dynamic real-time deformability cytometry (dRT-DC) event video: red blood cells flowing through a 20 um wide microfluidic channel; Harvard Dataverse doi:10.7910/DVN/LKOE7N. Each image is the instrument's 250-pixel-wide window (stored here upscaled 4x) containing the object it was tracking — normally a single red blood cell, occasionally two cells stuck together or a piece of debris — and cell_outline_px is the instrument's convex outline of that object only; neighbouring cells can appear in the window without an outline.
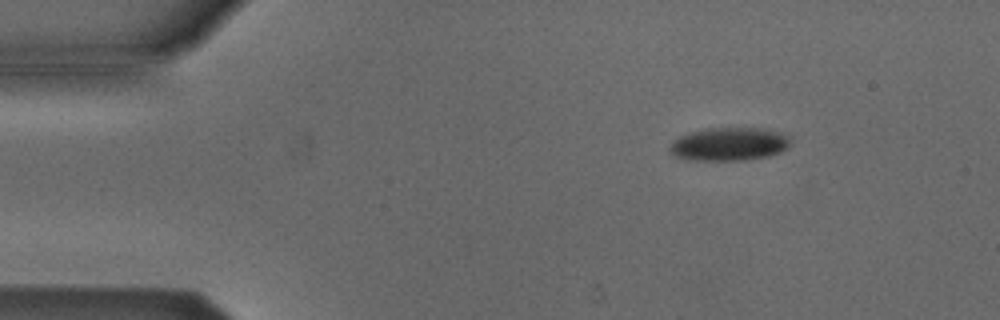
{"species": "Egyptian fruit bat (a non-hibernating species)", "species_latin": "Rousettus aegyptiacus", "temperature_condition": "cold", "stored_images_in_passage": 4, "camera_frame_rate_fps": 3000, "um_per_image_px": 0.085, "animal": {"sex": "male"}, "frame": {"image": 1, "passage_image": 1, "time_ms": 0.0, "image_size_px": [1000, 320], "cell_outline_px": [[792, 144], [788, 148], [780, 152], [768, 156], [748, 160], [684, 160], [676, 156], [668, 148], [680, 136], [688, 132], [704, 128], [760, 128], [776, 132], [788, 136]], "centroid_in_image_um": [61.98, 12.25], "position_along_channel_um": 23.0, "area_um2": 23.41}}